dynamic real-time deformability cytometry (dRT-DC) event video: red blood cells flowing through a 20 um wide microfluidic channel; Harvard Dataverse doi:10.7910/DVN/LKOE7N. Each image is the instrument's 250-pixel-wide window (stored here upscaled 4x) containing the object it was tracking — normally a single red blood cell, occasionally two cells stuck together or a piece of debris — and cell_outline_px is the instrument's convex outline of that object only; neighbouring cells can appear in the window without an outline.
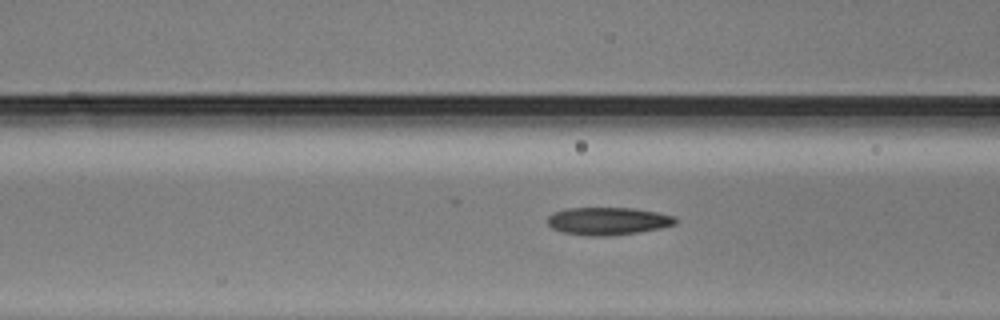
{"species": "Egyptian fruit bat (a non-hibernating species)", "species_latin": "Rousettus aegyptiacus", "temperature_condition": "warm", "stored_images_in_passage": 40, "camera_frame_rate_fps": 3000, "um_per_image_px": 0.085, "animal": {"sex": "male"}, "frame": {"image": 1, "passage_image": 9, "time_ms": 2.667, "image_size_px": [1000, 320], "cell_outline_px": [[676, 224], [660, 228], [640, 232], [608, 236], [588, 236], [564, 232], [552, 228], [548, 224], [548, 216], [556, 212], [568, 208], [632, 208], [656, 212], [676, 216]], "centroid_in_image_um": [51.7, 18.79], "position_along_channel_um": 114.9, "area_um2": 20.52}}
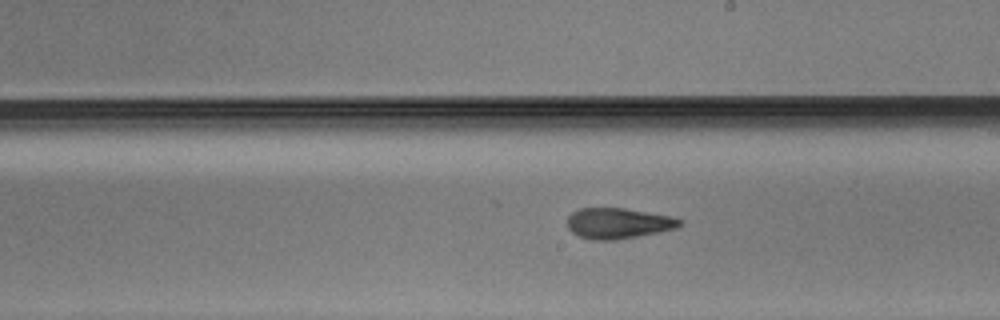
{"frame": {"image": 2, "passage_image": 18, "time_ms": 5.667, "image_size_px": [1000, 320], "cell_outline_px": [[684, 220], [676, 228], [616, 240], [592, 240], [580, 236], [572, 232], [568, 228], [568, 216], [572, 212], [580, 208], [624, 208], [668, 216]], "centroid_in_image_um": [52.5, 18.98], "position_along_channel_um": 236.5, "area_um2": 19.77}}
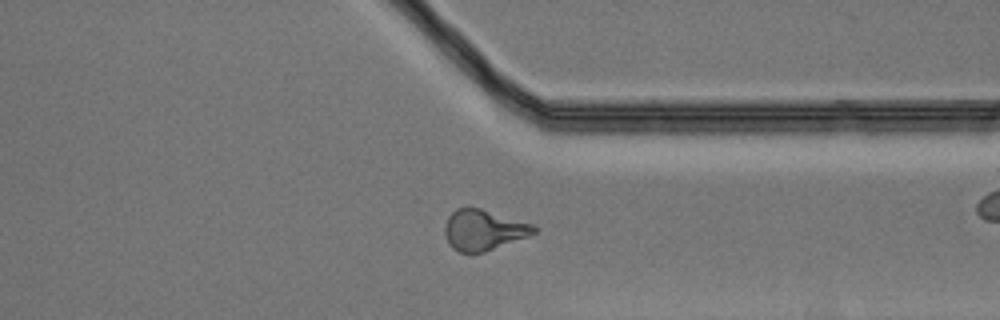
{"frame": {"image": 3, "passage_image": 28, "time_ms": 9.0, "image_size_px": [1000, 320], "cell_outline_px": [[540, 228], [536, 232], [528, 236], [484, 252], [460, 252], [452, 248], [444, 232], [444, 224], [448, 216], [456, 208], [480, 208], [532, 224]], "centroid_in_image_um": [41.09, 19.54], "position_along_channel_um": 370.3, "area_um2": 20.87}}